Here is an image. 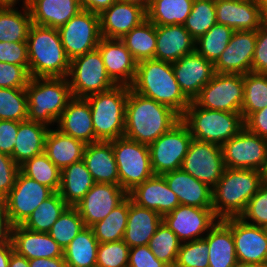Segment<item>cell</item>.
<instances>
[{
	"mask_svg": "<svg viewBox=\"0 0 267 267\" xmlns=\"http://www.w3.org/2000/svg\"><path fill=\"white\" fill-rule=\"evenodd\" d=\"M20 171L27 177L58 192L61 170L48 158L45 152L26 160Z\"/></svg>",
	"mask_w": 267,
	"mask_h": 267,
	"instance_id": "42",
	"label": "cell"
},
{
	"mask_svg": "<svg viewBox=\"0 0 267 267\" xmlns=\"http://www.w3.org/2000/svg\"><path fill=\"white\" fill-rule=\"evenodd\" d=\"M97 49L102 55L106 72L116 85L131 86L136 76L137 62L121 39L102 37Z\"/></svg>",
	"mask_w": 267,
	"mask_h": 267,
	"instance_id": "22",
	"label": "cell"
},
{
	"mask_svg": "<svg viewBox=\"0 0 267 267\" xmlns=\"http://www.w3.org/2000/svg\"><path fill=\"white\" fill-rule=\"evenodd\" d=\"M264 174L267 177V154H266V166H265Z\"/></svg>",
	"mask_w": 267,
	"mask_h": 267,
	"instance_id": "68",
	"label": "cell"
},
{
	"mask_svg": "<svg viewBox=\"0 0 267 267\" xmlns=\"http://www.w3.org/2000/svg\"><path fill=\"white\" fill-rule=\"evenodd\" d=\"M31 79L23 66L0 62V88L25 89Z\"/></svg>",
	"mask_w": 267,
	"mask_h": 267,
	"instance_id": "52",
	"label": "cell"
},
{
	"mask_svg": "<svg viewBox=\"0 0 267 267\" xmlns=\"http://www.w3.org/2000/svg\"><path fill=\"white\" fill-rule=\"evenodd\" d=\"M128 220V197L104 219L91 226L99 243L123 240Z\"/></svg>",
	"mask_w": 267,
	"mask_h": 267,
	"instance_id": "41",
	"label": "cell"
},
{
	"mask_svg": "<svg viewBox=\"0 0 267 267\" xmlns=\"http://www.w3.org/2000/svg\"><path fill=\"white\" fill-rule=\"evenodd\" d=\"M193 101L202 108L241 113L244 101L243 74L215 73Z\"/></svg>",
	"mask_w": 267,
	"mask_h": 267,
	"instance_id": "11",
	"label": "cell"
},
{
	"mask_svg": "<svg viewBox=\"0 0 267 267\" xmlns=\"http://www.w3.org/2000/svg\"><path fill=\"white\" fill-rule=\"evenodd\" d=\"M155 59L176 62L195 51V40L183 25H156Z\"/></svg>",
	"mask_w": 267,
	"mask_h": 267,
	"instance_id": "26",
	"label": "cell"
},
{
	"mask_svg": "<svg viewBox=\"0 0 267 267\" xmlns=\"http://www.w3.org/2000/svg\"><path fill=\"white\" fill-rule=\"evenodd\" d=\"M209 248V267H236L238 260L232 230L222 221L204 236Z\"/></svg>",
	"mask_w": 267,
	"mask_h": 267,
	"instance_id": "34",
	"label": "cell"
},
{
	"mask_svg": "<svg viewBox=\"0 0 267 267\" xmlns=\"http://www.w3.org/2000/svg\"><path fill=\"white\" fill-rule=\"evenodd\" d=\"M162 222V216L156 211L141 207L128 196V220L123 241L131 248L148 245Z\"/></svg>",
	"mask_w": 267,
	"mask_h": 267,
	"instance_id": "29",
	"label": "cell"
},
{
	"mask_svg": "<svg viewBox=\"0 0 267 267\" xmlns=\"http://www.w3.org/2000/svg\"><path fill=\"white\" fill-rule=\"evenodd\" d=\"M130 88L144 97L170 107L180 116L191 102L181 91L170 62L156 59L138 62L136 76Z\"/></svg>",
	"mask_w": 267,
	"mask_h": 267,
	"instance_id": "2",
	"label": "cell"
},
{
	"mask_svg": "<svg viewBox=\"0 0 267 267\" xmlns=\"http://www.w3.org/2000/svg\"><path fill=\"white\" fill-rule=\"evenodd\" d=\"M55 128L65 135L83 141L85 144L97 142L91 108L86 98L72 97L58 119Z\"/></svg>",
	"mask_w": 267,
	"mask_h": 267,
	"instance_id": "25",
	"label": "cell"
},
{
	"mask_svg": "<svg viewBox=\"0 0 267 267\" xmlns=\"http://www.w3.org/2000/svg\"><path fill=\"white\" fill-rule=\"evenodd\" d=\"M129 251L123 240L99 243L96 267H128Z\"/></svg>",
	"mask_w": 267,
	"mask_h": 267,
	"instance_id": "50",
	"label": "cell"
},
{
	"mask_svg": "<svg viewBox=\"0 0 267 267\" xmlns=\"http://www.w3.org/2000/svg\"><path fill=\"white\" fill-rule=\"evenodd\" d=\"M98 246L91 227H85L63 250L67 267H96Z\"/></svg>",
	"mask_w": 267,
	"mask_h": 267,
	"instance_id": "37",
	"label": "cell"
},
{
	"mask_svg": "<svg viewBox=\"0 0 267 267\" xmlns=\"http://www.w3.org/2000/svg\"><path fill=\"white\" fill-rule=\"evenodd\" d=\"M28 103L25 89L0 88V120H27Z\"/></svg>",
	"mask_w": 267,
	"mask_h": 267,
	"instance_id": "48",
	"label": "cell"
},
{
	"mask_svg": "<svg viewBox=\"0 0 267 267\" xmlns=\"http://www.w3.org/2000/svg\"><path fill=\"white\" fill-rule=\"evenodd\" d=\"M32 23L59 28L82 9L79 0H29Z\"/></svg>",
	"mask_w": 267,
	"mask_h": 267,
	"instance_id": "31",
	"label": "cell"
},
{
	"mask_svg": "<svg viewBox=\"0 0 267 267\" xmlns=\"http://www.w3.org/2000/svg\"><path fill=\"white\" fill-rule=\"evenodd\" d=\"M240 218L247 223L267 228V181L249 200Z\"/></svg>",
	"mask_w": 267,
	"mask_h": 267,
	"instance_id": "51",
	"label": "cell"
},
{
	"mask_svg": "<svg viewBox=\"0 0 267 267\" xmlns=\"http://www.w3.org/2000/svg\"><path fill=\"white\" fill-rule=\"evenodd\" d=\"M50 127L39 122H19L12 158L17 165L45 151L46 135Z\"/></svg>",
	"mask_w": 267,
	"mask_h": 267,
	"instance_id": "32",
	"label": "cell"
},
{
	"mask_svg": "<svg viewBox=\"0 0 267 267\" xmlns=\"http://www.w3.org/2000/svg\"><path fill=\"white\" fill-rule=\"evenodd\" d=\"M13 225L5 210L4 204L0 201V244L12 243Z\"/></svg>",
	"mask_w": 267,
	"mask_h": 267,
	"instance_id": "59",
	"label": "cell"
},
{
	"mask_svg": "<svg viewBox=\"0 0 267 267\" xmlns=\"http://www.w3.org/2000/svg\"><path fill=\"white\" fill-rule=\"evenodd\" d=\"M222 221L232 230L238 263H267V228L247 223L240 217Z\"/></svg>",
	"mask_w": 267,
	"mask_h": 267,
	"instance_id": "16",
	"label": "cell"
},
{
	"mask_svg": "<svg viewBox=\"0 0 267 267\" xmlns=\"http://www.w3.org/2000/svg\"><path fill=\"white\" fill-rule=\"evenodd\" d=\"M177 195L180 205L198 208H212V188L195 179L182 169L170 171L162 175Z\"/></svg>",
	"mask_w": 267,
	"mask_h": 267,
	"instance_id": "27",
	"label": "cell"
},
{
	"mask_svg": "<svg viewBox=\"0 0 267 267\" xmlns=\"http://www.w3.org/2000/svg\"><path fill=\"white\" fill-rule=\"evenodd\" d=\"M233 33L230 27L216 23L195 41V51L215 63L227 48Z\"/></svg>",
	"mask_w": 267,
	"mask_h": 267,
	"instance_id": "43",
	"label": "cell"
},
{
	"mask_svg": "<svg viewBox=\"0 0 267 267\" xmlns=\"http://www.w3.org/2000/svg\"><path fill=\"white\" fill-rule=\"evenodd\" d=\"M181 120L189 128L193 139L220 146L244 128L241 113L202 108L194 101L190 102Z\"/></svg>",
	"mask_w": 267,
	"mask_h": 267,
	"instance_id": "6",
	"label": "cell"
},
{
	"mask_svg": "<svg viewBox=\"0 0 267 267\" xmlns=\"http://www.w3.org/2000/svg\"><path fill=\"white\" fill-rule=\"evenodd\" d=\"M256 31H234L227 48L214 63L216 73L246 74L252 72Z\"/></svg>",
	"mask_w": 267,
	"mask_h": 267,
	"instance_id": "21",
	"label": "cell"
},
{
	"mask_svg": "<svg viewBox=\"0 0 267 267\" xmlns=\"http://www.w3.org/2000/svg\"><path fill=\"white\" fill-rule=\"evenodd\" d=\"M244 127L248 131L267 139V107L250 114L244 120Z\"/></svg>",
	"mask_w": 267,
	"mask_h": 267,
	"instance_id": "58",
	"label": "cell"
},
{
	"mask_svg": "<svg viewBox=\"0 0 267 267\" xmlns=\"http://www.w3.org/2000/svg\"><path fill=\"white\" fill-rule=\"evenodd\" d=\"M27 120L56 127L57 121L72 98L68 78L31 77L25 88Z\"/></svg>",
	"mask_w": 267,
	"mask_h": 267,
	"instance_id": "5",
	"label": "cell"
},
{
	"mask_svg": "<svg viewBox=\"0 0 267 267\" xmlns=\"http://www.w3.org/2000/svg\"><path fill=\"white\" fill-rule=\"evenodd\" d=\"M180 120L181 116L170 107L129 87L124 137L149 146Z\"/></svg>",
	"mask_w": 267,
	"mask_h": 267,
	"instance_id": "1",
	"label": "cell"
},
{
	"mask_svg": "<svg viewBox=\"0 0 267 267\" xmlns=\"http://www.w3.org/2000/svg\"><path fill=\"white\" fill-rule=\"evenodd\" d=\"M67 78L72 97L76 98H86L116 85L108 76L98 49L72 59Z\"/></svg>",
	"mask_w": 267,
	"mask_h": 267,
	"instance_id": "9",
	"label": "cell"
},
{
	"mask_svg": "<svg viewBox=\"0 0 267 267\" xmlns=\"http://www.w3.org/2000/svg\"><path fill=\"white\" fill-rule=\"evenodd\" d=\"M216 23L215 0H194L183 26L196 41Z\"/></svg>",
	"mask_w": 267,
	"mask_h": 267,
	"instance_id": "46",
	"label": "cell"
},
{
	"mask_svg": "<svg viewBox=\"0 0 267 267\" xmlns=\"http://www.w3.org/2000/svg\"><path fill=\"white\" fill-rule=\"evenodd\" d=\"M146 19V10L141 6L117 0L99 14L101 35L121 39Z\"/></svg>",
	"mask_w": 267,
	"mask_h": 267,
	"instance_id": "23",
	"label": "cell"
},
{
	"mask_svg": "<svg viewBox=\"0 0 267 267\" xmlns=\"http://www.w3.org/2000/svg\"><path fill=\"white\" fill-rule=\"evenodd\" d=\"M121 40L137 63L155 59L156 25L148 19L133 28Z\"/></svg>",
	"mask_w": 267,
	"mask_h": 267,
	"instance_id": "39",
	"label": "cell"
},
{
	"mask_svg": "<svg viewBox=\"0 0 267 267\" xmlns=\"http://www.w3.org/2000/svg\"><path fill=\"white\" fill-rule=\"evenodd\" d=\"M55 192L18 172L15 185L2 200L13 226L22 225L38 206Z\"/></svg>",
	"mask_w": 267,
	"mask_h": 267,
	"instance_id": "14",
	"label": "cell"
},
{
	"mask_svg": "<svg viewBox=\"0 0 267 267\" xmlns=\"http://www.w3.org/2000/svg\"><path fill=\"white\" fill-rule=\"evenodd\" d=\"M128 94L129 86L115 85L109 90L86 97L97 141L124 137Z\"/></svg>",
	"mask_w": 267,
	"mask_h": 267,
	"instance_id": "7",
	"label": "cell"
},
{
	"mask_svg": "<svg viewBox=\"0 0 267 267\" xmlns=\"http://www.w3.org/2000/svg\"><path fill=\"white\" fill-rule=\"evenodd\" d=\"M14 251L12 243L0 244V267H8L11 253Z\"/></svg>",
	"mask_w": 267,
	"mask_h": 267,
	"instance_id": "62",
	"label": "cell"
},
{
	"mask_svg": "<svg viewBox=\"0 0 267 267\" xmlns=\"http://www.w3.org/2000/svg\"><path fill=\"white\" fill-rule=\"evenodd\" d=\"M264 172L226 168L212 188V209L219 219L240 217L249 200L265 182Z\"/></svg>",
	"mask_w": 267,
	"mask_h": 267,
	"instance_id": "3",
	"label": "cell"
},
{
	"mask_svg": "<svg viewBox=\"0 0 267 267\" xmlns=\"http://www.w3.org/2000/svg\"><path fill=\"white\" fill-rule=\"evenodd\" d=\"M30 267H67L64 256L56 258H35L29 260Z\"/></svg>",
	"mask_w": 267,
	"mask_h": 267,
	"instance_id": "61",
	"label": "cell"
},
{
	"mask_svg": "<svg viewBox=\"0 0 267 267\" xmlns=\"http://www.w3.org/2000/svg\"><path fill=\"white\" fill-rule=\"evenodd\" d=\"M32 24L26 6H3L0 9V42H26Z\"/></svg>",
	"mask_w": 267,
	"mask_h": 267,
	"instance_id": "36",
	"label": "cell"
},
{
	"mask_svg": "<svg viewBox=\"0 0 267 267\" xmlns=\"http://www.w3.org/2000/svg\"><path fill=\"white\" fill-rule=\"evenodd\" d=\"M128 267H168L158 260L148 245L131 247Z\"/></svg>",
	"mask_w": 267,
	"mask_h": 267,
	"instance_id": "56",
	"label": "cell"
},
{
	"mask_svg": "<svg viewBox=\"0 0 267 267\" xmlns=\"http://www.w3.org/2000/svg\"><path fill=\"white\" fill-rule=\"evenodd\" d=\"M226 168L253 169L264 172L266 166L267 139L245 127L222 146Z\"/></svg>",
	"mask_w": 267,
	"mask_h": 267,
	"instance_id": "13",
	"label": "cell"
},
{
	"mask_svg": "<svg viewBox=\"0 0 267 267\" xmlns=\"http://www.w3.org/2000/svg\"><path fill=\"white\" fill-rule=\"evenodd\" d=\"M194 0H151L147 19L155 25H183Z\"/></svg>",
	"mask_w": 267,
	"mask_h": 267,
	"instance_id": "38",
	"label": "cell"
},
{
	"mask_svg": "<svg viewBox=\"0 0 267 267\" xmlns=\"http://www.w3.org/2000/svg\"><path fill=\"white\" fill-rule=\"evenodd\" d=\"M181 169L213 188L226 169L221 146L192 139Z\"/></svg>",
	"mask_w": 267,
	"mask_h": 267,
	"instance_id": "15",
	"label": "cell"
},
{
	"mask_svg": "<svg viewBox=\"0 0 267 267\" xmlns=\"http://www.w3.org/2000/svg\"><path fill=\"white\" fill-rule=\"evenodd\" d=\"M116 1L117 0H79L83 10H88L96 14H100Z\"/></svg>",
	"mask_w": 267,
	"mask_h": 267,
	"instance_id": "60",
	"label": "cell"
},
{
	"mask_svg": "<svg viewBox=\"0 0 267 267\" xmlns=\"http://www.w3.org/2000/svg\"><path fill=\"white\" fill-rule=\"evenodd\" d=\"M264 2V19L265 22L267 23V0H263Z\"/></svg>",
	"mask_w": 267,
	"mask_h": 267,
	"instance_id": "67",
	"label": "cell"
},
{
	"mask_svg": "<svg viewBox=\"0 0 267 267\" xmlns=\"http://www.w3.org/2000/svg\"><path fill=\"white\" fill-rule=\"evenodd\" d=\"M20 166L13 158L0 152V201H2L12 190Z\"/></svg>",
	"mask_w": 267,
	"mask_h": 267,
	"instance_id": "54",
	"label": "cell"
},
{
	"mask_svg": "<svg viewBox=\"0 0 267 267\" xmlns=\"http://www.w3.org/2000/svg\"><path fill=\"white\" fill-rule=\"evenodd\" d=\"M110 142L117 164L120 186L127 193L154 175L148 145L126 137Z\"/></svg>",
	"mask_w": 267,
	"mask_h": 267,
	"instance_id": "8",
	"label": "cell"
},
{
	"mask_svg": "<svg viewBox=\"0 0 267 267\" xmlns=\"http://www.w3.org/2000/svg\"><path fill=\"white\" fill-rule=\"evenodd\" d=\"M63 48L70 60L97 49L102 38L99 14L81 10L58 28Z\"/></svg>",
	"mask_w": 267,
	"mask_h": 267,
	"instance_id": "12",
	"label": "cell"
},
{
	"mask_svg": "<svg viewBox=\"0 0 267 267\" xmlns=\"http://www.w3.org/2000/svg\"><path fill=\"white\" fill-rule=\"evenodd\" d=\"M216 22L234 31H257L264 23L263 0H215Z\"/></svg>",
	"mask_w": 267,
	"mask_h": 267,
	"instance_id": "19",
	"label": "cell"
},
{
	"mask_svg": "<svg viewBox=\"0 0 267 267\" xmlns=\"http://www.w3.org/2000/svg\"><path fill=\"white\" fill-rule=\"evenodd\" d=\"M83 160L95 183L120 185L117 164L110 141L86 144Z\"/></svg>",
	"mask_w": 267,
	"mask_h": 267,
	"instance_id": "30",
	"label": "cell"
},
{
	"mask_svg": "<svg viewBox=\"0 0 267 267\" xmlns=\"http://www.w3.org/2000/svg\"><path fill=\"white\" fill-rule=\"evenodd\" d=\"M208 252V244L204 238L184 242L178 251L174 267H209Z\"/></svg>",
	"mask_w": 267,
	"mask_h": 267,
	"instance_id": "49",
	"label": "cell"
},
{
	"mask_svg": "<svg viewBox=\"0 0 267 267\" xmlns=\"http://www.w3.org/2000/svg\"><path fill=\"white\" fill-rule=\"evenodd\" d=\"M141 207L156 211L162 217L173 211L180 202L162 175H153L128 193Z\"/></svg>",
	"mask_w": 267,
	"mask_h": 267,
	"instance_id": "24",
	"label": "cell"
},
{
	"mask_svg": "<svg viewBox=\"0 0 267 267\" xmlns=\"http://www.w3.org/2000/svg\"><path fill=\"white\" fill-rule=\"evenodd\" d=\"M218 220L212 208L186 205H179L162 217L182 243L204 238Z\"/></svg>",
	"mask_w": 267,
	"mask_h": 267,
	"instance_id": "17",
	"label": "cell"
},
{
	"mask_svg": "<svg viewBox=\"0 0 267 267\" xmlns=\"http://www.w3.org/2000/svg\"><path fill=\"white\" fill-rule=\"evenodd\" d=\"M94 184L95 181L82 159L61 170L58 193L68 206L74 207Z\"/></svg>",
	"mask_w": 267,
	"mask_h": 267,
	"instance_id": "35",
	"label": "cell"
},
{
	"mask_svg": "<svg viewBox=\"0 0 267 267\" xmlns=\"http://www.w3.org/2000/svg\"><path fill=\"white\" fill-rule=\"evenodd\" d=\"M86 144L51 127L46 135L45 153L60 169L83 159Z\"/></svg>",
	"mask_w": 267,
	"mask_h": 267,
	"instance_id": "33",
	"label": "cell"
},
{
	"mask_svg": "<svg viewBox=\"0 0 267 267\" xmlns=\"http://www.w3.org/2000/svg\"><path fill=\"white\" fill-rule=\"evenodd\" d=\"M8 267H30L29 260L22 255H19L16 251H13L10 256Z\"/></svg>",
	"mask_w": 267,
	"mask_h": 267,
	"instance_id": "63",
	"label": "cell"
},
{
	"mask_svg": "<svg viewBox=\"0 0 267 267\" xmlns=\"http://www.w3.org/2000/svg\"><path fill=\"white\" fill-rule=\"evenodd\" d=\"M0 62L23 66L29 71L27 42H0Z\"/></svg>",
	"mask_w": 267,
	"mask_h": 267,
	"instance_id": "53",
	"label": "cell"
},
{
	"mask_svg": "<svg viewBox=\"0 0 267 267\" xmlns=\"http://www.w3.org/2000/svg\"><path fill=\"white\" fill-rule=\"evenodd\" d=\"M252 72L267 74V23L256 31V43L252 60Z\"/></svg>",
	"mask_w": 267,
	"mask_h": 267,
	"instance_id": "55",
	"label": "cell"
},
{
	"mask_svg": "<svg viewBox=\"0 0 267 267\" xmlns=\"http://www.w3.org/2000/svg\"><path fill=\"white\" fill-rule=\"evenodd\" d=\"M244 101L241 114L245 120L250 114L267 107V74H243Z\"/></svg>",
	"mask_w": 267,
	"mask_h": 267,
	"instance_id": "44",
	"label": "cell"
},
{
	"mask_svg": "<svg viewBox=\"0 0 267 267\" xmlns=\"http://www.w3.org/2000/svg\"><path fill=\"white\" fill-rule=\"evenodd\" d=\"M181 244L177 235L162 221L150 238L148 247L158 260L168 267H174Z\"/></svg>",
	"mask_w": 267,
	"mask_h": 267,
	"instance_id": "45",
	"label": "cell"
},
{
	"mask_svg": "<svg viewBox=\"0 0 267 267\" xmlns=\"http://www.w3.org/2000/svg\"><path fill=\"white\" fill-rule=\"evenodd\" d=\"M12 244L14 251L28 260L63 257V249L49 233L33 232L21 225L13 226Z\"/></svg>",
	"mask_w": 267,
	"mask_h": 267,
	"instance_id": "28",
	"label": "cell"
},
{
	"mask_svg": "<svg viewBox=\"0 0 267 267\" xmlns=\"http://www.w3.org/2000/svg\"><path fill=\"white\" fill-rule=\"evenodd\" d=\"M192 139L189 128L180 120L150 144V160L154 175L181 169Z\"/></svg>",
	"mask_w": 267,
	"mask_h": 267,
	"instance_id": "10",
	"label": "cell"
},
{
	"mask_svg": "<svg viewBox=\"0 0 267 267\" xmlns=\"http://www.w3.org/2000/svg\"><path fill=\"white\" fill-rule=\"evenodd\" d=\"M128 197L120 186L110 183H95L85 196L74 206L86 227L104 219L116 206Z\"/></svg>",
	"mask_w": 267,
	"mask_h": 267,
	"instance_id": "18",
	"label": "cell"
},
{
	"mask_svg": "<svg viewBox=\"0 0 267 267\" xmlns=\"http://www.w3.org/2000/svg\"><path fill=\"white\" fill-rule=\"evenodd\" d=\"M26 42L31 77H68L71 60L63 48L57 28L32 23Z\"/></svg>",
	"mask_w": 267,
	"mask_h": 267,
	"instance_id": "4",
	"label": "cell"
},
{
	"mask_svg": "<svg viewBox=\"0 0 267 267\" xmlns=\"http://www.w3.org/2000/svg\"><path fill=\"white\" fill-rule=\"evenodd\" d=\"M85 227L84 221L77 209L68 206L52 225L48 233L64 250Z\"/></svg>",
	"mask_w": 267,
	"mask_h": 267,
	"instance_id": "47",
	"label": "cell"
},
{
	"mask_svg": "<svg viewBox=\"0 0 267 267\" xmlns=\"http://www.w3.org/2000/svg\"><path fill=\"white\" fill-rule=\"evenodd\" d=\"M3 6H26L29 0H0Z\"/></svg>",
	"mask_w": 267,
	"mask_h": 267,
	"instance_id": "64",
	"label": "cell"
},
{
	"mask_svg": "<svg viewBox=\"0 0 267 267\" xmlns=\"http://www.w3.org/2000/svg\"><path fill=\"white\" fill-rule=\"evenodd\" d=\"M126 3H132L141 6L146 11L149 9L151 0H118Z\"/></svg>",
	"mask_w": 267,
	"mask_h": 267,
	"instance_id": "65",
	"label": "cell"
},
{
	"mask_svg": "<svg viewBox=\"0 0 267 267\" xmlns=\"http://www.w3.org/2000/svg\"><path fill=\"white\" fill-rule=\"evenodd\" d=\"M19 122L0 120V152L12 157Z\"/></svg>",
	"mask_w": 267,
	"mask_h": 267,
	"instance_id": "57",
	"label": "cell"
},
{
	"mask_svg": "<svg viewBox=\"0 0 267 267\" xmlns=\"http://www.w3.org/2000/svg\"><path fill=\"white\" fill-rule=\"evenodd\" d=\"M236 267H267V263L256 264V263H238Z\"/></svg>",
	"mask_w": 267,
	"mask_h": 267,
	"instance_id": "66",
	"label": "cell"
},
{
	"mask_svg": "<svg viewBox=\"0 0 267 267\" xmlns=\"http://www.w3.org/2000/svg\"><path fill=\"white\" fill-rule=\"evenodd\" d=\"M68 207L58 192L43 201L21 225L33 232L48 233L62 212Z\"/></svg>",
	"mask_w": 267,
	"mask_h": 267,
	"instance_id": "40",
	"label": "cell"
},
{
	"mask_svg": "<svg viewBox=\"0 0 267 267\" xmlns=\"http://www.w3.org/2000/svg\"><path fill=\"white\" fill-rule=\"evenodd\" d=\"M176 80L184 95L193 101L215 75L214 63L196 51L172 63Z\"/></svg>",
	"mask_w": 267,
	"mask_h": 267,
	"instance_id": "20",
	"label": "cell"
}]
</instances>
